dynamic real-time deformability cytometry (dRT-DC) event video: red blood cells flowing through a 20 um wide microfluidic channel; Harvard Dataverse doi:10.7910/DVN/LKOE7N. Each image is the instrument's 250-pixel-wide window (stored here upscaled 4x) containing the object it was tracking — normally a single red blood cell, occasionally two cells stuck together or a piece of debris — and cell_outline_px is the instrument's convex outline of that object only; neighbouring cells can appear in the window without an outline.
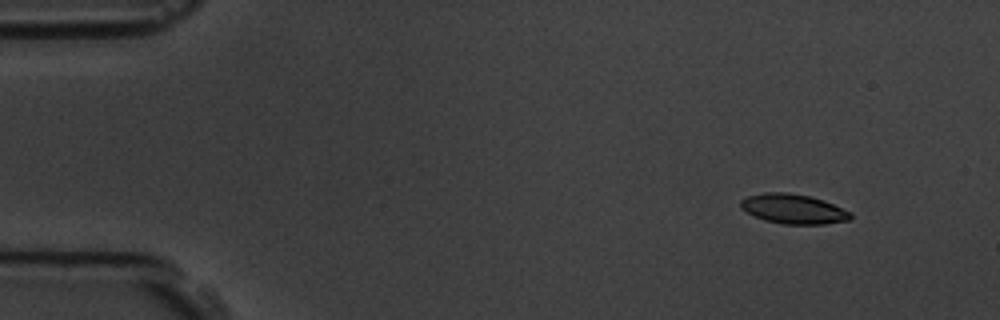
{"species": "common noctule bat (a hibernating species)", "species_latin": "Nyctalus noctula", "temperature_condition": "room temperature", "stored_images_in_passage": 5, "camera_frame_rate_fps": 3000, "um_per_image_px": 0.085, "animal": {"sex": "male", "body_mass_g": 19.5, "forearm_length_mm": 54.6}, "frame": {"image": 1, "passage_image": 2, "time_ms": 1.333, "image_size_px": [1000, 320], "cell_outline_px": [[852, 216], [848, 220], [824, 224], [784, 224], [764, 220], [740, 208], [740, 200], [748, 196], [764, 192], [788, 192], [808, 196], [824, 200], [852, 212]], "centroid_in_image_um": [67.44, 17.75], "position_along_channel_um": 17.6, "area_um2": 18.96}}
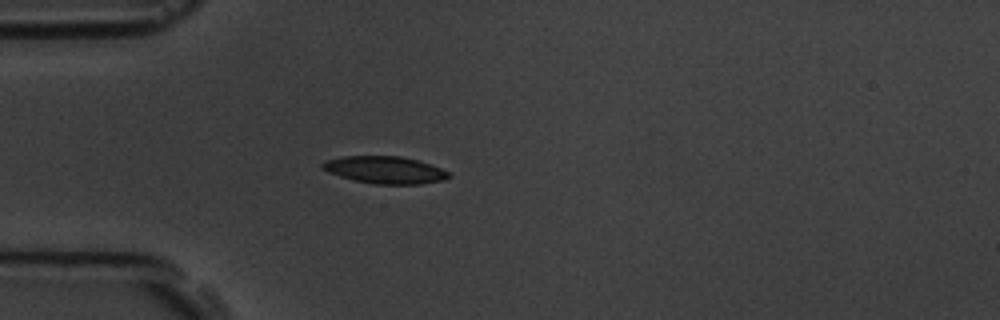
{"frame": {"image": 2, "passage_image": 5, "time_ms": 4.667, "image_size_px": [1000, 320], "cell_outline_px": [[452, 176], [444, 180], [420, 184], [376, 184], [356, 180], [340, 176], [328, 172], [320, 168], [320, 164], [324, 160], [340, 156], [400, 156], [416, 160], [440, 168], [448, 172]], "centroid_in_image_um": [32.67, 14.44], "position_along_channel_um": 52.3, "area_um2": 20.0}}